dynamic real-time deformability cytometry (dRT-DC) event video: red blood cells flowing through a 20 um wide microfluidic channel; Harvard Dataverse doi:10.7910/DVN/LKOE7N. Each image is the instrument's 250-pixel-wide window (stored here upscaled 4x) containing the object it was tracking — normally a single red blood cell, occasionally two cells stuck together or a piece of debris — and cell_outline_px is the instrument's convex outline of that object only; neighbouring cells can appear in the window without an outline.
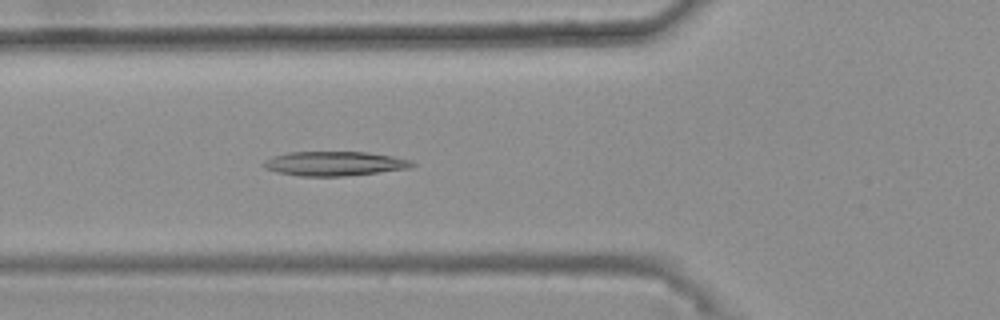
{"species": "common noctule bat (a hibernating species)", "species_latin": "Nyctalus noctula", "temperature_condition": "warm", "stored_images_in_passage": 41, "camera_frame_rate_fps": 3000, "um_per_image_px": 0.085, "animal": {"sex": "female", "body_mass_g": 25.1}, "frame": {"image": 1, "passage_image": 14, "time_ms": 4.333, "image_size_px": [1000, 320], "cell_outline_px": [[416, 164], [412, 168], [344, 176], [300, 176], [276, 172], [264, 168], [260, 164], [264, 160], [272, 156], [288, 152], [368, 152], [392, 156], [412, 160]], "centroid_in_image_um": [28.41, 13.9], "position_along_channel_um": 97.4, "area_um2": 21.27}}
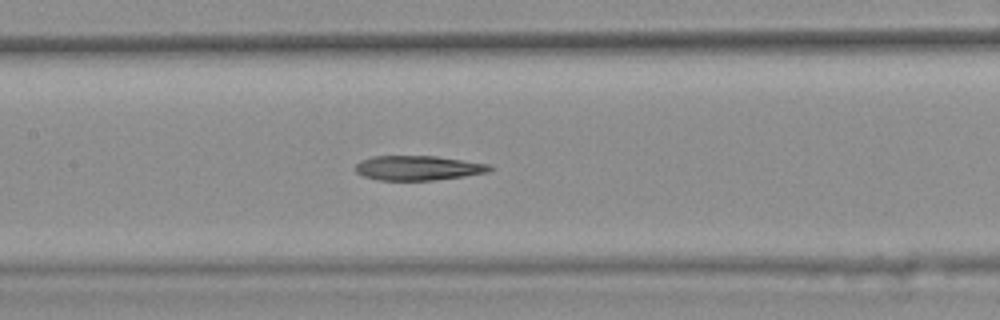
{"frame": {"image": 2, "passage_image": 20, "time_ms": 6.333, "image_size_px": [1000, 320], "cell_outline_px": [[492, 168], [488, 172], [464, 176], [432, 180], [380, 180], [364, 176], [356, 172], [356, 164], [360, 160], [372, 156], [436, 156], [492, 164]], "centroid_in_image_um": [35.55, 14.27], "position_along_channel_um": 171.9, "area_um2": 19.25}}
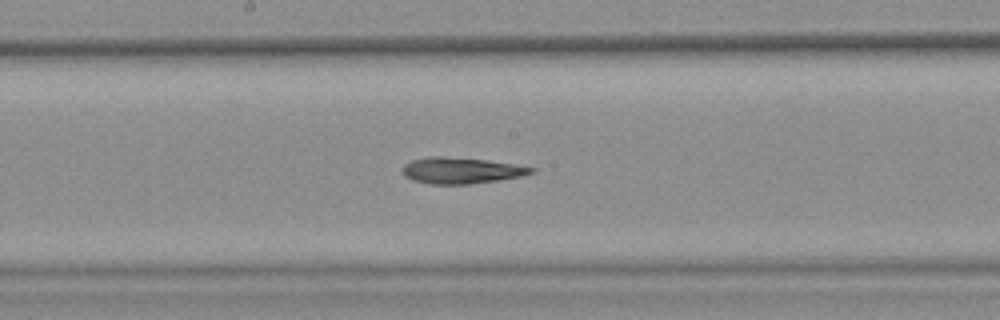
{"frame": {"image": 3, "passage_image": 23, "time_ms": 7.333, "image_size_px": [1000, 320], "cell_outline_px": [[536, 172], [520, 176], [500, 180], [468, 184], [428, 184], [412, 180], [404, 176], [404, 164], [412, 160], [428, 156], [444, 156], [484, 160], [512, 164], [536, 168]], "centroid_in_image_um": [39.18, 14.5], "position_along_channel_um": 209.0, "area_um2": 19.54}}